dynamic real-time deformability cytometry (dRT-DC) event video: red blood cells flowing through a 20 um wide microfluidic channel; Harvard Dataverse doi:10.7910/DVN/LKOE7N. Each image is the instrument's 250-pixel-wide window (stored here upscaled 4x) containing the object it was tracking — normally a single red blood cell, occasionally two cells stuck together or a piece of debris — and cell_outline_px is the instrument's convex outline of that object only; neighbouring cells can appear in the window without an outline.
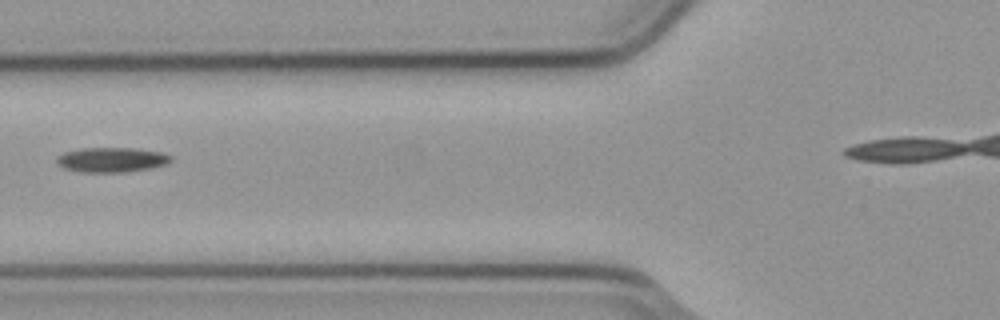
{"species": "common noctule bat (a hibernating species)", "species_latin": "Nyctalus noctula", "temperature_condition": "cold", "stored_images_in_passage": 5, "camera_frame_rate_fps": 3000, "um_per_image_px": 0.085, "animal": {"sex": "male", "body_mass_g": 23.1, "forearm_length_mm": 52.7}, "frame": {"image": 1, "passage_image": 4, "time_ms": 1.0, "image_size_px": [1000, 320], "cell_outline_px": [[172, 160], [164, 164], [148, 168], [120, 172], [80, 172], [64, 168], [56, 164], [56, 156], [64, 152], [80, 148], [136, 148], [160, 152], [172, 156]], "centroid_in_image_um": [9.41, 13.57], "position_along_channel_um": 116.4, "area_um2": 16.42}}
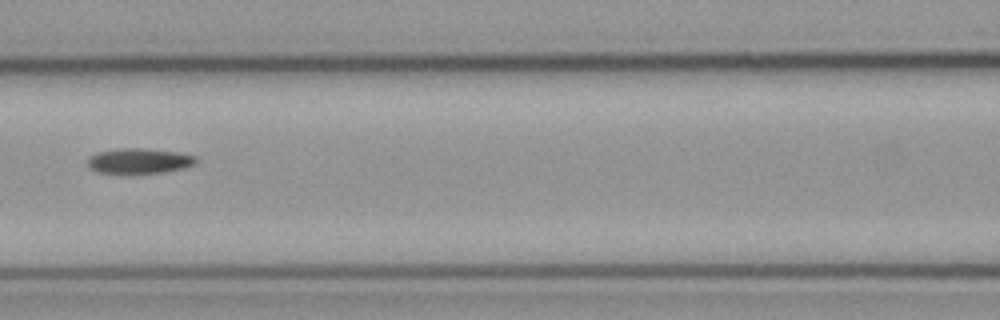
{"frame": {"image": 2, "passage_image": 5, "time_ms": 1.333, "image_size_px": [1000, 320], "cell_outline_px": [[196, 160], [192, 164], [184, 168], [164, 172], [96, 172], [88, 168], [88, 160], [92, 156], [100, 152], [120, 148], [140, 148], [176, 152], [196, 156]], "centroid_in_image_um": [11.82, 13.67], "position_along_channel_um": 154.8, "area_um2": 15.37}}